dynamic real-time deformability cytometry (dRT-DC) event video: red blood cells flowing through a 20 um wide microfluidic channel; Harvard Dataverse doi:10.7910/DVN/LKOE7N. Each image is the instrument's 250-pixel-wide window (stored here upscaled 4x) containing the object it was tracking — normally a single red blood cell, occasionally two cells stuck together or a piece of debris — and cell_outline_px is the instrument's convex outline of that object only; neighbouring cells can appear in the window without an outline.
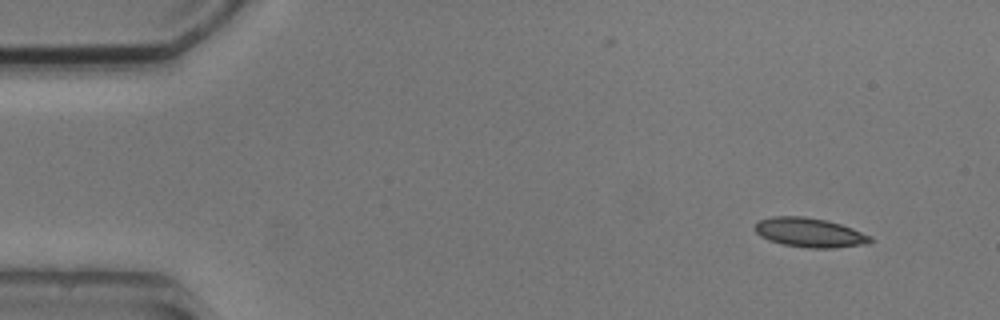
{"species": "common noctule bat (a hibernating species)", "species_latin": "Nyctalus noctula", "temperature_condition": "cold", "stored_images_in_passage": 4, "camera_frame_rate_fps": 3000, "um_per_image_px": 0.085, "animal": {"sex": "male", "body_mass_g": 20.5, "forearm_length_mm": 52.5}, "frame": {"image": 1, "passage_image": 1, "time_ms": 0.0, "image_size_px": [1000, 320], "cell_outline_px": [[872, 240], [868, 244], [832, 248], [808, 248], [784, 244], [768, 240], [760, 236], [752, 228], [760, 220], [772, 216], [804, 216], [828, 220], [852, 228], [872, 236]], "centroid_in_image_um": [68.81, 19.76], "position_along_channel_um": 16.2, "area_um2": 19.83}}
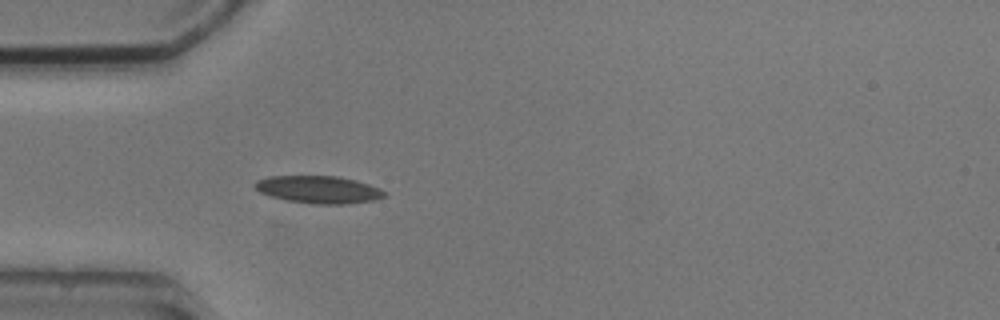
{"frame": {"image": 2, "passage_image": 4, "time_ms": 3.667, "image_size_px": [1000, 320], "cell_outline_px": [[388, 192], [384, 196], [372, 200], [344, 204], [316, 204], [284, 200], [260, 192], [256, 188], [256, 180], [268, 176], [340, 176], [356, 180], [380, 188]], "centroid_in_image_um": [27.1, 16.1], "position_along_channel_um": 57.9, "area_um2": 20.63}}